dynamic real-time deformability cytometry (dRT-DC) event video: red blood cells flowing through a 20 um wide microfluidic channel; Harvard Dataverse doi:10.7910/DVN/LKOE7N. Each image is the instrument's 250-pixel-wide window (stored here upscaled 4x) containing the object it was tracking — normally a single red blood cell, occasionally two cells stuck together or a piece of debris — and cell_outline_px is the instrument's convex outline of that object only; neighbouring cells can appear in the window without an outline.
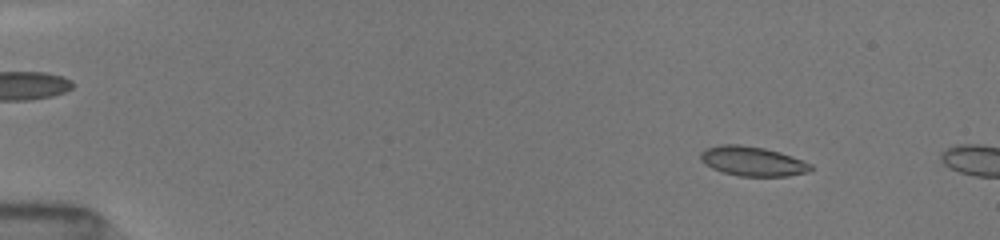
{"species": "common noctule bat (a hibernating species)", "species_latin": "Nyctalus noctula", "temperature_condition": "room temperature", "stored_images_in_passage": 9, "camera_frame_rate_fps": 3000, "um_per_image_px": 0.085, "animal": {"sex": "female", "body_mass_g": 19.5, "forearm_length_mm": 54.1}, "frame": {"image": 1, "passage_image": 6, "time_ms": 1.667, "image_size_px": [1000, 240], "cell_outline_px": [[812, 168], [808, 172], [788, 176], [740, 176], [724, 172], [712, 168], [704, 164], [700, 160], [700, 152], [704, 148], [720, 144], [740, 144], [764, 148], [780, 152], [792, 156], [812, 164]], "centroid_in_image_um": [63.94, 13.69], "position_along_channel_um": 21.1, "area_um2": 19.07}}